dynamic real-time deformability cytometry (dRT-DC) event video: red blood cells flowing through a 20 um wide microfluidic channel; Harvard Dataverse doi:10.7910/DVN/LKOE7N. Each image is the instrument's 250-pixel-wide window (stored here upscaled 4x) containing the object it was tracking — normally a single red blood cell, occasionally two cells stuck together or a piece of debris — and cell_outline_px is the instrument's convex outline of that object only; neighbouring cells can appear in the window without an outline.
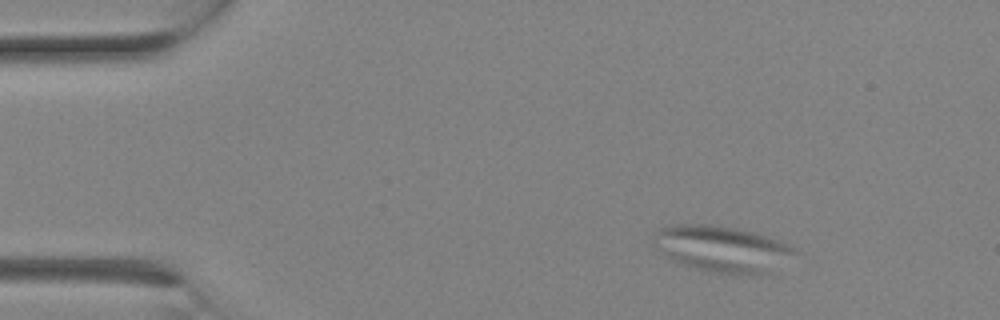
{"species": "Egyptian fruit bat (a non-hibernating species)", "species_latin": "Rousettus aegyptiacus", "temperature_condition": "room temperature", "stored_images_in_passage": 5, "camera_frame_rate_fps": 3000, "um_per_image_px": 0.085, "animal": {"sex": "female"}, "frame": {"image": 1, "passage_image": 1, "time_ms": 0.0, "image_size_px": [1000, 320], "cell_outline_px": [[800, 252], [772, 272], [740, 276], [700, 268], [676, 260], [668, 256], [656, 248], [652, 244], [656, 232], [660, 228], [668, 224], [712, 224], [736, 228], [752, 232], [780, 240], [796, 248]], "centroid_in_image_um": [61.46, 21.13], "position_along_channel_um": 23.5, "area_um2": 37.86}}
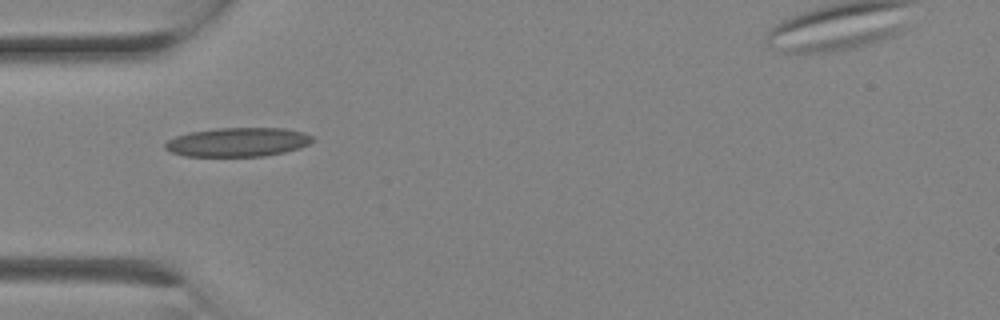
{"frame": {"image": 2, "passage_image": 5, "time_ms": 1.333, "image_size_px": [1000, 320], "cell_outline_px": [[316, 140], [300, 148], [284, 152], [264, 156], [184, 156], [168, 152], [164, 148], [164, 144], [168, 140], [176, 136], [188, 132], [216, 128], [284, 128], [304, 132], [316, 136]], "centroid_in_image_um": [20.23, 12.07], "position_along_channel_um": 64.8, "area_um2": 25.26}}